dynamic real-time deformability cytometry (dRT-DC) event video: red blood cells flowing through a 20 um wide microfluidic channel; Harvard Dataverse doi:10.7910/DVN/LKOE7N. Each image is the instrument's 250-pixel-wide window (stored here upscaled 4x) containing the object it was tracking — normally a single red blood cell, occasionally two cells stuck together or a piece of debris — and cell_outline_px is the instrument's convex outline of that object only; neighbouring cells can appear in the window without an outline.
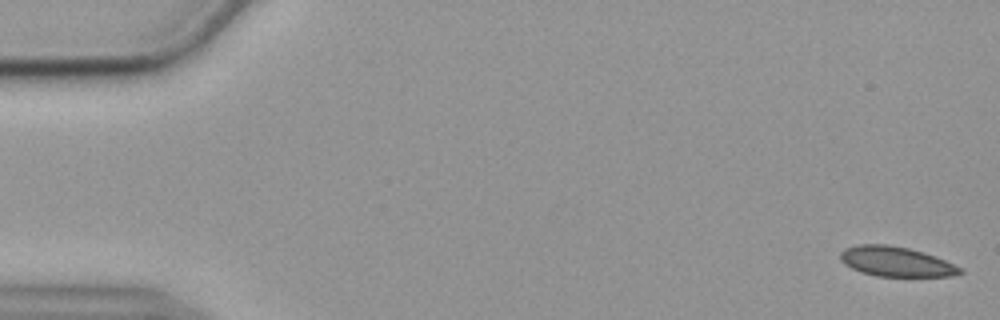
{"species": "common noctule bat (a hibernating species)", "species_latin": "Nyctalus noctula", "temperature_condition": "cold", "stored_images_in_passage": 56, "camera_frame_rate_fps": 3000, "um_per_image_px": 0.085, "animal": {"sex": "female", "body_mass_g": 19.9}, "frame": {"image": 1, "passage_image": 1, "time_ms": 0.0, "image_size_px": [1000, 320], "cell_outline_px": [[964, 272], [952, 276], [876, 276], [852, 268], [844, 264], [840, 260], [840, 252], [844, 248], [860, 244], [884, 244], [908, 248], [924, 252], [944, 260], [960, 268]], "centroid_in_image_um": [76.13, 22.23], "position_along_channel_um": 8.9, "area_um2": 20.58}}
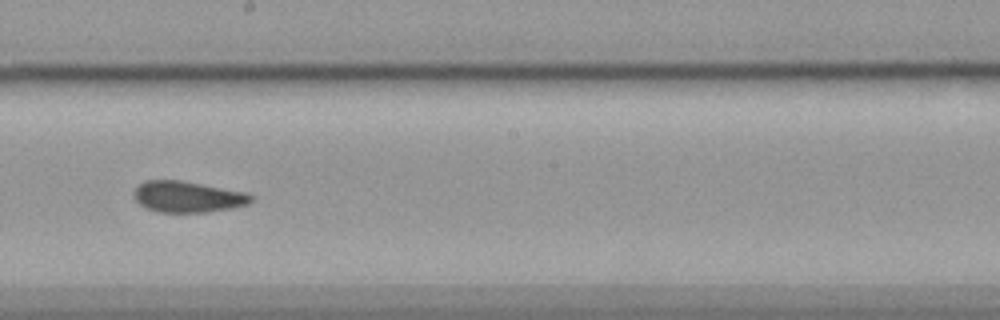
{"frame": {"image": 2, "passage_image": 31, "time_ms": 10.0, "image_size_px": [1000, 320], "cell_outline_px": [[252, 200], [248, 204], [232, 208], [204, 212], [156, 212], [140, 204], [136, 200], [136, 188], [144, 180], [184, 180], [244, 192], [252, 196]], "centroid_in_image_um": [15.96, 16.72], "position_along_channel_um": 232.2, "area_um2": 21.04}}
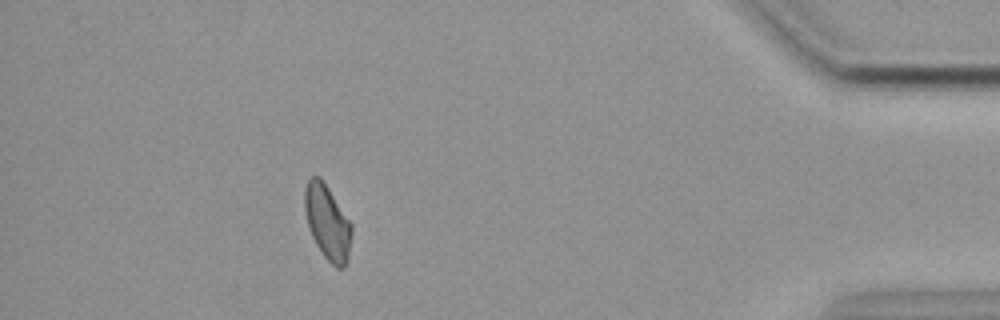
{"frame": {"image": 3, "passage_image": 50, "time_ms": 16.333, "image_size_px": [1000, 320], "cell_outline_px": [[352, 232], [348, 260], [344, 268], [336, 268], [324, 256], [316, 244], [312, 236], [308, 224], [304, 208], [304, 188], [308, 180], [312, 176], [320, 176], [352, 224]], "centroid_in_image_um": [27.83, 18.9], "position_along_channel_um": 407.4, "area_um2": 20.35}, "authors_computed_cell_mechanics": {"area_um2": 21.3571, "velocity_mm_per_s": 3.5728, "shape_relaxation_time_tau1_ms": null, "shape_relaxation_time_tau2_ms": 2.6595, "deformation_change_tau1": null, "deformation_change_tau2": 0.076}}